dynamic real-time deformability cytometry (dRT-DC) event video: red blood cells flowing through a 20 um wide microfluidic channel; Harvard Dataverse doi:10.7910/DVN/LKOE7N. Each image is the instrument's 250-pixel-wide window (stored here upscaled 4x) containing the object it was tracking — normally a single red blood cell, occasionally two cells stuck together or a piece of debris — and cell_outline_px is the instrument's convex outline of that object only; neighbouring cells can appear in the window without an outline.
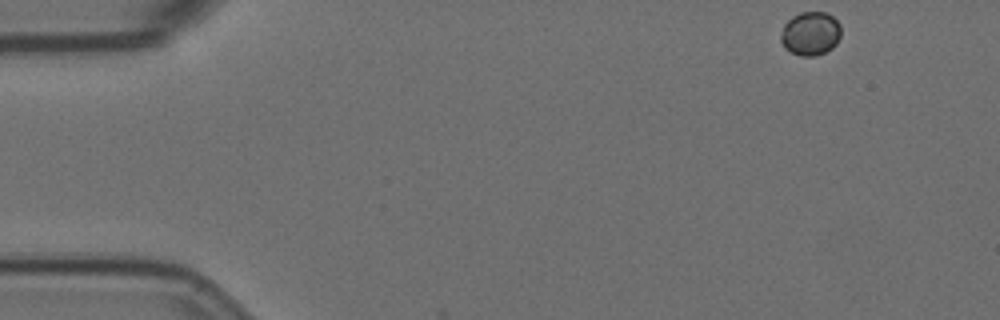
{"species": "Egyptian fruit bat (a non-hibernating species)", "species_latin": "Rousettus aegyptiacus", "temperature_condition": "room temperature", "stored_images_in_passage": 15, "segment_of_instrument_passage": [1, 2], "camera_frame_rate_fps": 3000, "um_per_image_px": 0.085, "animal": {"sex": "female"}, "frame": {"image": 1, "passage_image": 1, "time_ms": 0.0, "image_size_px": [1000, 320], "cell_outline_px": [[840, 36], [836, 44], [832, 48], [816, 56], [800, 56], [784, 48], [780, 40], [780, 36], [784, 24], [792, 16], [800, 12], [824, 12], [832, 16], [840, 24]], "centroid_in_image_um": [68.87, 2.85], "position_along_channel_um": 16.1, "area_um2": 15.37}}
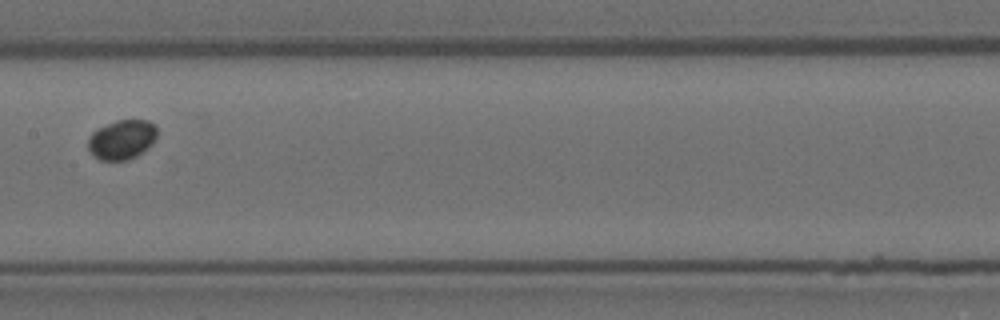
{"frame": {"image": 2, "passage_image": 7, "time_ms": 8.0, "image_size_px": [1000, 320], "cell_outline_px": [[156, 136], [152, 144], [144, 152], [128, 160], [100, 160], [92, 156], [88, 148], [88, 140], [92, 132], [96, 128], [116, 120], [148, 120], [156, 124]], "centroid_in_image_um": [10.35, 11.86], "position_along_channel_um": 197.0, "area_um2": 16.13}}
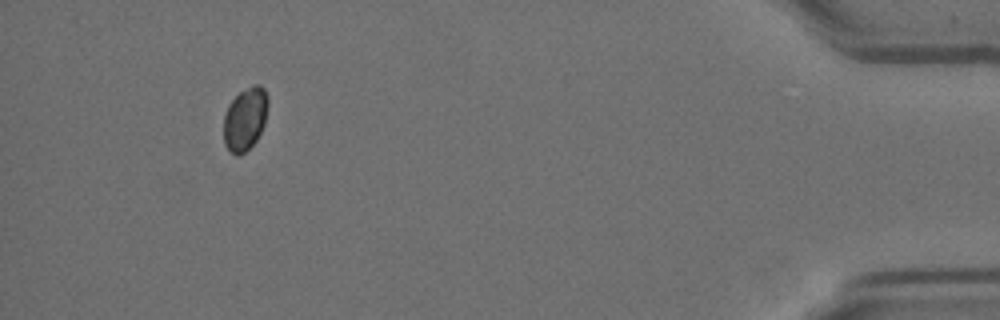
{"frame": {"image": 3, "passage_image": 13, "time_ms": 16.0, "image_size_px": [1000, 320], "cell_outline_px": [[268, 104], [264, 124], [256, 140], [244, 152], [236, 156], [228, 152], [224, 144], [224, 116], [228, 104], [240, 92], [252, 84], [260, 84], [264, 88], [268, 96]], "centroid_in_image_um": [20.83, 10.1], "position_along_channel_um": 414.4, "area_um2": 16.36}}